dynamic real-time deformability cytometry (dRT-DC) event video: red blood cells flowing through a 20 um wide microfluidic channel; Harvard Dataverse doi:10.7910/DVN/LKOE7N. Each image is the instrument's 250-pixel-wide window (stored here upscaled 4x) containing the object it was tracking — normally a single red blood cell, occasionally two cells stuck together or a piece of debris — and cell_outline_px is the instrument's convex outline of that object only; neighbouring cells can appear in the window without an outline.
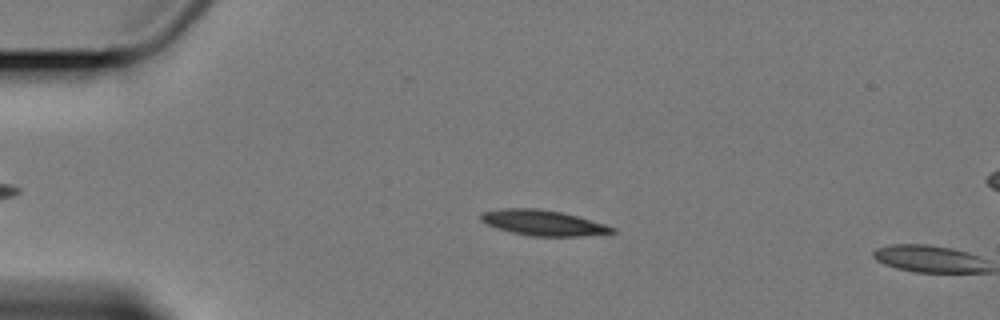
{"species": "Egyptian fruit bat (a non-hibernating species)", "species_latin": "Rousettus aegyptiacus", "temperature_condition": "cold", "stored_images_in_passage": 3, "camera_frame_rate_fps": 3000, "um_per_image_px": 0.085, "animal": {"sex": "female"}, "frame": {"image": 1, "passage_image": 2, "time_ms": 1.0, "image_size_px": [1000, 320], "cell_outline_px": [[616, 232], [580, 236], [532, 236], [512, 232], [496, 228], [480, 220], [480, 216], [484, 212], [504, 208], [536, 208], [560, 212], [576, 216], [604, 224], [616, 228]], "centroid_in_image_um": [46.15, 18.94], "position_along_channel_um": 38.8, "area_um2": 19.13}}